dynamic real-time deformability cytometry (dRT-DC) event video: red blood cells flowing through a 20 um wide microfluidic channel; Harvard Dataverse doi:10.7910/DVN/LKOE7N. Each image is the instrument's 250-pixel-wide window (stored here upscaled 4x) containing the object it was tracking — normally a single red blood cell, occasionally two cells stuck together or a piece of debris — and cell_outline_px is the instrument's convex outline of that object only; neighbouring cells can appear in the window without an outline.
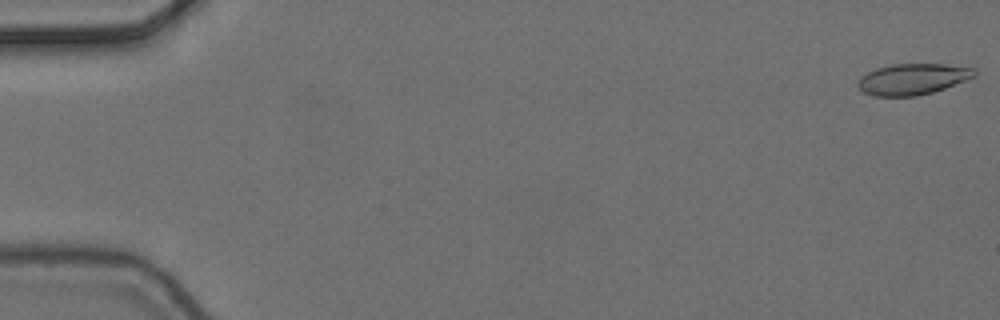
{"species": "common noctule bat (a hibernating species)", "species_latin": "Nyctalus noctula", "temperature_condition": "cold", "stored_images_in_passage": 6, "camera_frame_rate_fps": 3000, "um_per_image_px": 0.085, "animal": {"sex": "female", "body_mass_g": 24.6, "forearm_length_mm": 56.2}, "frame": {"image": 1, "passage_image": 1, "time_ms": 0.0, "image_size_px": [1000, 320], "cell_outline_px": [[976, 76], [944, 88], [932, 92], [916, 96], [872, 96], [856, 88], [856, 80], [860, 76], [876, 68], [892, 64], [944, 64], [976, 68]], "centroid_in_image_um": [77.52, 6.72], "position_along_channel_um": 7.5, "area_um2": 21.27}}
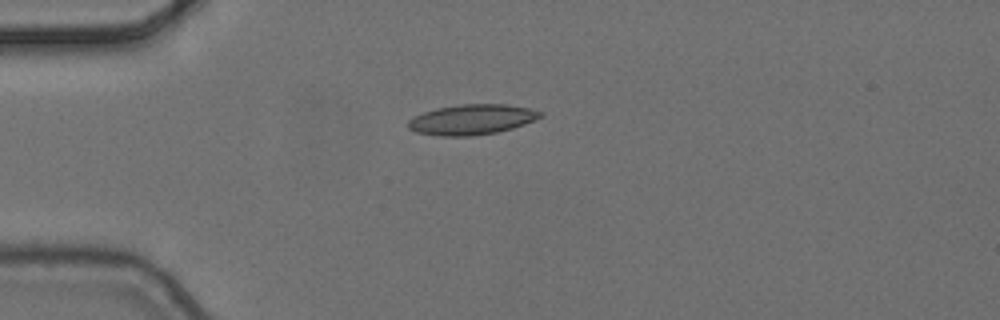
{"frame": {"image": 2, "passage_image": 5, "time_ms": 1.333, "image_size_px": [1000, 320], "cell_outline_px": [[544, 116], [524, 124], [512, 128], [496, 132], [472, 136], [440, 136], [416, 132], [408, 128], [408, 120], [424, 112], [436, 108], [460, 104], [508, 104], [528, 108], [544, 112]], "centroid_in_image_um": [40.12, 10.15], "position_along_channel_um": 44.9, "area_um2": 23.29}}